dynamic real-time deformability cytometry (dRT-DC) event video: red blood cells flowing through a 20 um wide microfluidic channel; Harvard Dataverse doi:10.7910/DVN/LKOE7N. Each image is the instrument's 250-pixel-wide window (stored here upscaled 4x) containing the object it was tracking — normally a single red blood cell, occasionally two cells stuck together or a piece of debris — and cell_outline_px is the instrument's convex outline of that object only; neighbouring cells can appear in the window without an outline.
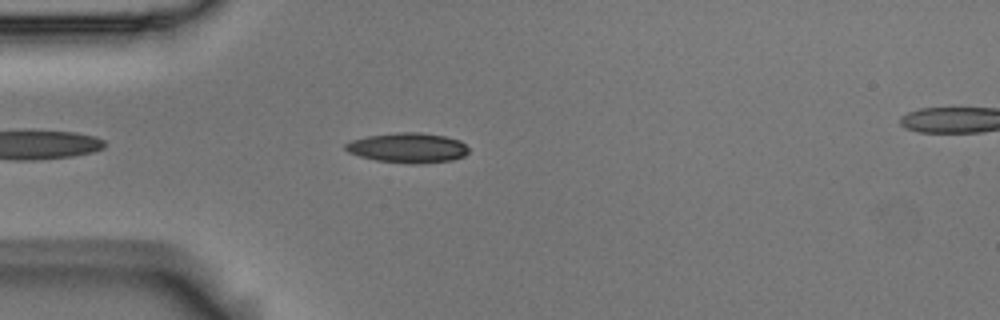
{"species": "Egyptian fruit bat (a non-hibernating species)", "species_latin": "Rousettus aegyptiacus", "temperature_condition": "room temperature", "stored_images_in_passage": 23, "camera_frame_rate_fps": 3000, "um_per_image_px": 0.085, "animal": {"sex": "male"}, "frame": {"image": 1, "passage_image": 5, "time_ms": 1.333, "image_size_px": [1000, 320], "cell_outline_px": [[468, 152], [464, 156], [452, 160], [416, 164], [376, 160], [360, 156], [348, 152], [344, 148], [344, 144], [352, 140], [368, 136], [396, 132], [420, 132], [444, 136], [460, 140], [468, 148]], "centroid_in_image_um": [34.66, 12.56], "position_along_channel_um": 50.3, "area_um2": 21.39}}
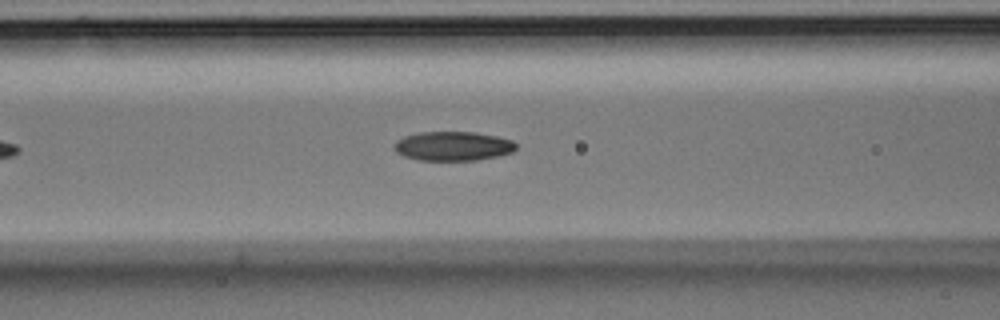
{"frame": {"image": 2, "passage_image": 12, "time_ms": 3.667, "image_size_px": [1000, 320], "cell_outline_px": [[516, 148], [512, 152], [496, 156], [476, 160], [416, 160], [404, 156], [396, 152], [396, 140], [404, 136], [420, 132], [476, 132], [496, 136], [512, 140], [516, 144]], "centroid_in_image_um": [38.5, 12.41], "position_along_channel_um": 128.1, "area_um2": 20.63}}
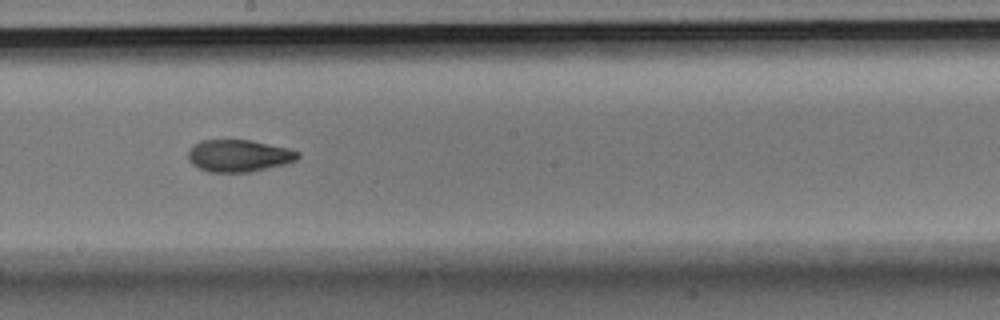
{"frame": {"image": 3, "passage_image": 20, "time_ms": 6.333, "image_size_px": [1000, 320], "cell_outline_px": [[300, 156], [296, 160], [284, 164], [248, 172], [208, 172], [192, 164], [188, 160], [188, 148], [192, 144], [200, 140], [252, 140], [288, 148], [300, 152]], "centroid_in_image_um": [20.26, 13.22], "position_along_channel_um": 227.9, "area_um2": 20.63}}